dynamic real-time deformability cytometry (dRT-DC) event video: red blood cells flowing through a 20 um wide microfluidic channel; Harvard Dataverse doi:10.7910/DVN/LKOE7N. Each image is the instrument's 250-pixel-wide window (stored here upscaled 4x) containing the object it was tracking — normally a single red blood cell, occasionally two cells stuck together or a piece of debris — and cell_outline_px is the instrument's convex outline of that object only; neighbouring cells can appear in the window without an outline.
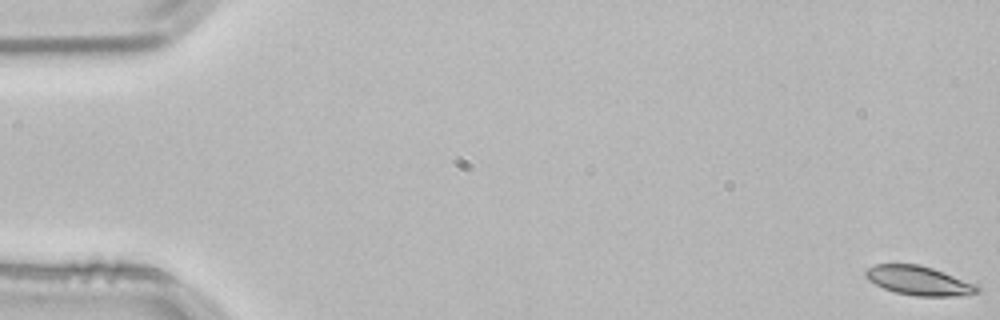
{"species": "common noctule bat (a hibernating species)", "species_latin": "Nyctalus noctula", "temperature_condition": "room temperature", "stored_images_in_passage": 55, "camera_frame_rate_fps": 3000, "um_per_image_px": 0.085, "animal": {"sex": "male", "body_mass_g": 21.5, "forearm_length_mm": 52.0}, "frame": {"image": 1, "passage_image": 1, "time_ms": 0.0, "image_size_px": [1000, 320], "cell_outline_px": [[980, 292], [964, 296], [916, 296], [896, 292], [884, 288], [868, 280], [864, 276], [864, 272], [868, 268], [876, 264], [920, 264], [944, 272], [976, 284], [980, 288]], "centroid_in_image_um": [78.12, 23.86], "position_along_channel_um": 6.9, "area_um2": 19.02}}
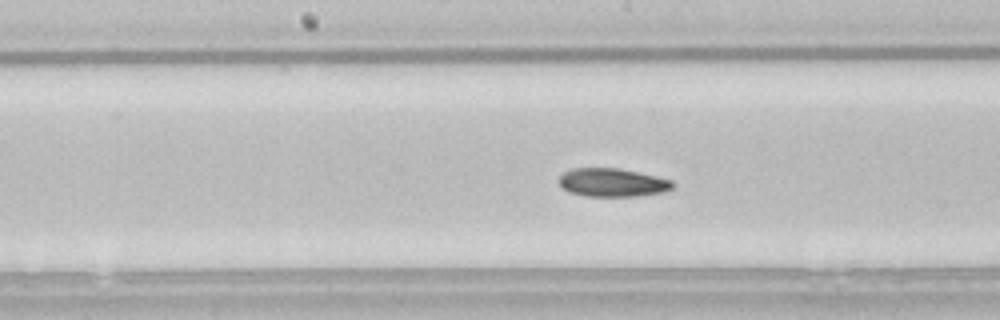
{"frame": {"image": 2, "passage_image": 28, "time_ms": 9.0, "image_size_px": [1000, 320], "cell_outline_px": [[676, 184], [672, 188], [664, 192], [636, 196], [584, 196], [568, 192], [556, 180], [564, 172], [572, 168], [620, 168], [656, 176], [672, 180]], "centroid_in_image_um": [52.05, 15.51], "position_along_channel_um": 196.2, "area_um2": 18.96}}
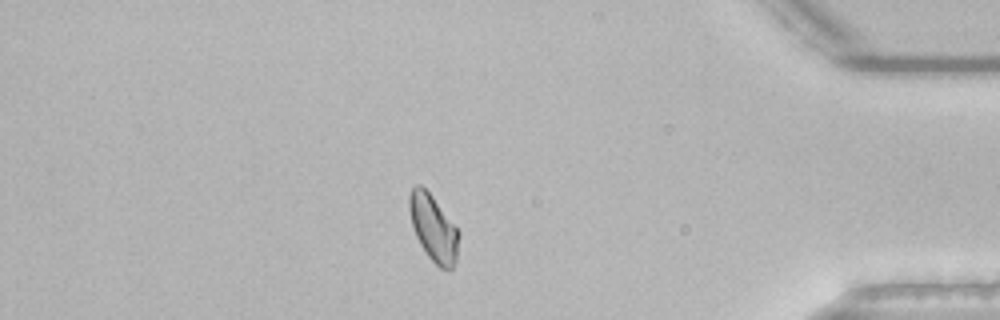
{"frame": {"image": 3, "passage_image": 47, "time_ms": 15.333, "image_size_px": [1000, 320], "cell_outline_px": [[460, 236], [456, 260], [452, 268], [448, 272], [440, 268], [428, 256], [420, 244], [416, 236], [412, 224], [408, 208], [408, 196], [412, 188], [416, 184], [420, 184], [432, 196], [460, 232]], "centroid_in_image_um": [36.84, 19.4], "position_along_channel_um": 398.4, "area_um2": 19.19}, "authors_computed_cell_mechanics": {"area_um2": 19.1896, "velocity_mm_per_s": 3.7871, "shape_relaxation_time_tau1_ms": null, "shape_relaxation_time_tau2_ms": 6.5139, "deformation_change_tau1": null, "deformation_change_tau2": 0.1011}}